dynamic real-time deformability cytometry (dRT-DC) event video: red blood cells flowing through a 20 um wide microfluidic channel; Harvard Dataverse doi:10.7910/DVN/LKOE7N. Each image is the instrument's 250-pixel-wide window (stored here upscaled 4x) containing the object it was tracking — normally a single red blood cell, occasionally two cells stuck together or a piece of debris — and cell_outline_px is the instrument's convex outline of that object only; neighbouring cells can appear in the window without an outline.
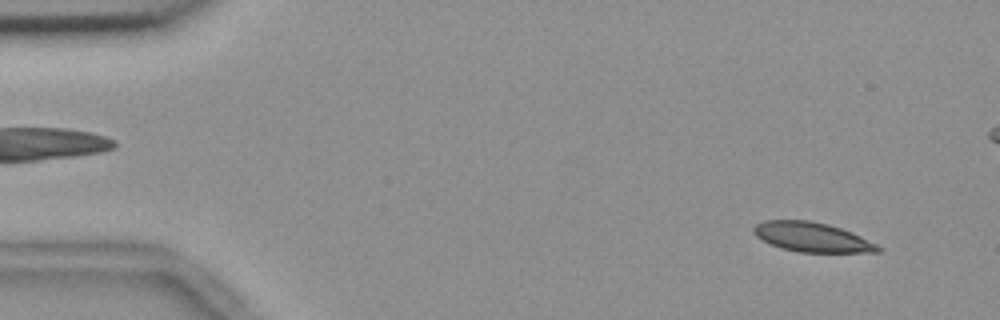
{"species": "common noctule bat (a hibernating species)", "species_latin": "Nyctalus noctula", "temperature_condition": "room temperature", "stored_images_in_passage": 5, "camera_frame_rate_fps": 3000, "um_per_image_px": 0.085, "animal": {"sex": "female", "body_mass_g": 18.4}, "frame": {"image": 1, "passage_image": 1, "time_ms": 0.0, "image_size_px": [1000, 320], "cell_outline_px": [[884, 248], [880, 252], [800, 252], [780, 248], [756, 236], [752, 232], [752, 228], [756, 224], [764, 220], [808, 220], [828, 224], [852, 232]], "centroid_in_image_um": [69.02, 20.15], "position_along_channel_um": 16.0, "area_um2": 21.33}}